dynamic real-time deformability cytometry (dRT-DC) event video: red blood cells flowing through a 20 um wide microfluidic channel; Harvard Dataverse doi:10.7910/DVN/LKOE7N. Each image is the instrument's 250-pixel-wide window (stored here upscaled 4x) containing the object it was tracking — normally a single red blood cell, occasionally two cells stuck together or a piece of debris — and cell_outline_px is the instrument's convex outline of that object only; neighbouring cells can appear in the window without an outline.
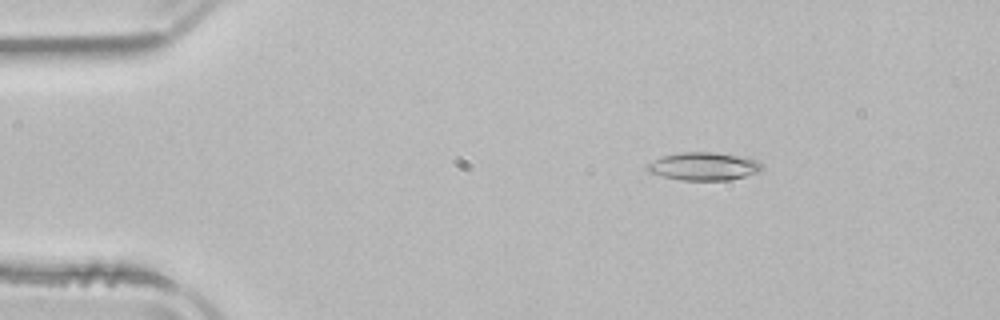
{"species": "common noctule bat (a hibernating species)", "species_latin": "Nyctalus noctula", "temperature_condition": "room temperature", "stored_images_in_passage": 52, "camera_frame_rate_fps": 3000, "um_per_image_px": 0.085, "animal": {"sex": "male", "body_mass_g": 21.5, "forearm_length_mm": 52.0}, "frame": {"image": 1, "passage_image": 8, "time_ms": 2.333, "image_size_px": [1000, 320], "cell_outline_px": [[764, 168], [756, 172], [744, 176], [728, 180], [680, 180], [648, 172], [644, 168], [644, 164], [664, 156], [680, 152], [716, 152], [756, 160], [764, 164]], "centroid_in_image_um": [59.77, 14.14], "position_along_channel_um": 25.2, "area_um2": 18.61}}
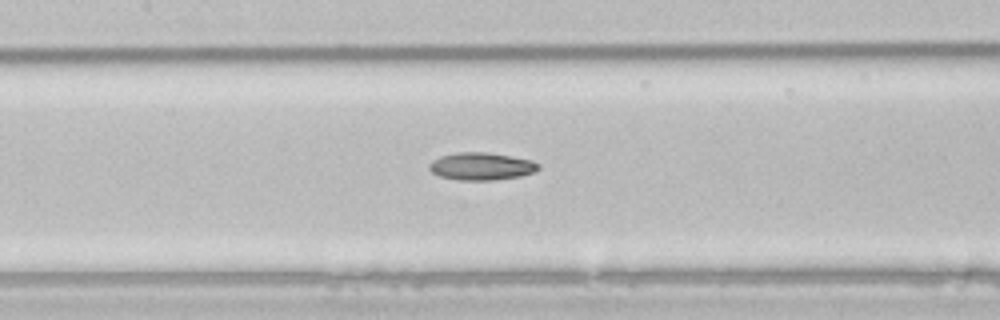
{"frame": {"image": 2, "passage_image": 24, "time_ms": 7.667, "image_size_px": [1000, 320], "cell_outline_px": [[540, 168], [532, 172], [520, 176], [492, 180], [460, 180], [440, 176], [432, 172], [428, 168], [428, 164], [432, 160], [440, 156], [456, 152], [484, 152], [532, 160], [540, 164]], "centroid_in_image_um": [40.88, 14.13], "position_along_channel_um": 166.5, "area_um2": 17.4}}
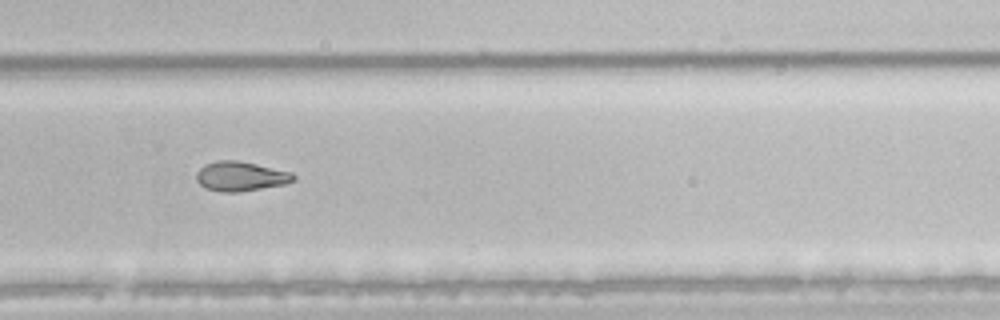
{"frame": {"image": 3, "passage_image": 35, "time_ms": 11.333, "image_size_px": [1000, 320], "cell_outline_px": [[296, 180], [284, 184], [240, 192], [220, 192], [204, 188], [196, 180], [196, 172], [204, 164], [216, 160], [236, 160], [256, 164], [292, 172], [296, 176]], "centroid_in_image_um": [20.43, 14.98], "position_along_channel_um": 309.4, "area_um2": 16.88}}